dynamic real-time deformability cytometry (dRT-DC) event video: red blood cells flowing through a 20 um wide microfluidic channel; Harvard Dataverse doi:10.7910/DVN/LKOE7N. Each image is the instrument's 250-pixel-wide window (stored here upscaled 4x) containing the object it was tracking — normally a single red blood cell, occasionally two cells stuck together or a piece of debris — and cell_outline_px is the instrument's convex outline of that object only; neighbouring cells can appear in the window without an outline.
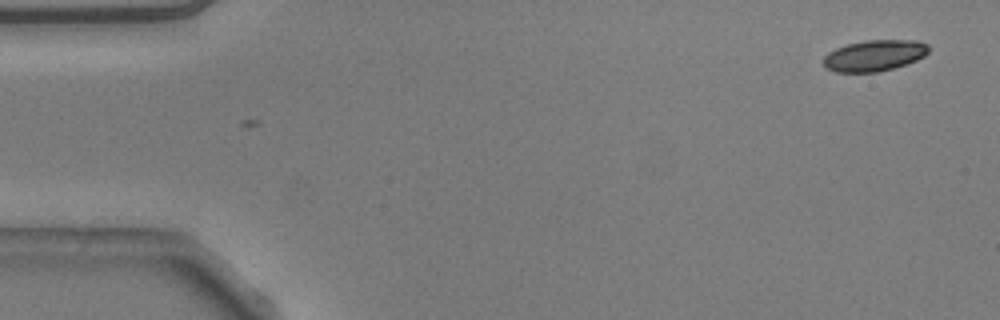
{"species": "common noctule bat (a hibernating species)", "species_latin": "Nyctalus noctula", "temperature_condition": "warm", "stored_images_in_passage": 2, "camera_frame_rate_fps": 3000, "um_per_image_px": 0.085, "animal": {"sex": "male", "body_mass_g": 20.5, "forearm_length_mm": 52.5}, "frame": {"image": 1, "passage_image": 1, "time_ms": 0.0, "image_size_px": [1000, 320], "cell_outline_px": [[928, 52], [924, 56], [908, 64], [876, 72], [836, 72], [828, 68], [824, 64], [824, 56], [828, 52], [836, 48], [848, 44], [864, 40], [920, 40], [928, 44]], "centroid_in_image_um": [74.35, 4.71], "position_along_channel_um": 10.7, "area_um2": 19.07}}